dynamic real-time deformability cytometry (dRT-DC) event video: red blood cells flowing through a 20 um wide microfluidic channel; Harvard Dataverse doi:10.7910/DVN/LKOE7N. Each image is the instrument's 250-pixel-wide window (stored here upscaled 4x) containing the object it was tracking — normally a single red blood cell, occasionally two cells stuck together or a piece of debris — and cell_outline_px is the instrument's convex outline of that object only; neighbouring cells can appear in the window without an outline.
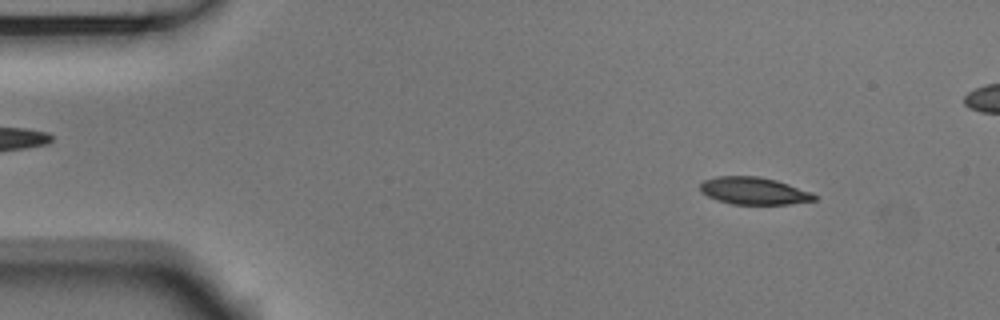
{"species": "Egyptian fruit bat (a non-hibernating species)", "species_latin": "Rousettus aegyptiacus", "temperature_condition": "room temperature", "stored_images_in_passage": 9, "camera_frame_rate_fps": 3000, "um_per_image_px": 0.085, "animal": {"sex": "male"}, "frame": {"image": 1, "passage_image": 6, "time_ms": 1.667, "image_size_px": [1000, 320], "cell_outline_px": [[816, 200], [788, 204], [732, 204], [716, 200], [700, 192], [700, 184], [704, 180], [716, 176], [756, 176], [776, 180], [812, 192], [816, 196]], "centroid_in_image_um": [64.05, 16.22], "position_along_channel_um": 20.9, "area_um2": 18.15}}